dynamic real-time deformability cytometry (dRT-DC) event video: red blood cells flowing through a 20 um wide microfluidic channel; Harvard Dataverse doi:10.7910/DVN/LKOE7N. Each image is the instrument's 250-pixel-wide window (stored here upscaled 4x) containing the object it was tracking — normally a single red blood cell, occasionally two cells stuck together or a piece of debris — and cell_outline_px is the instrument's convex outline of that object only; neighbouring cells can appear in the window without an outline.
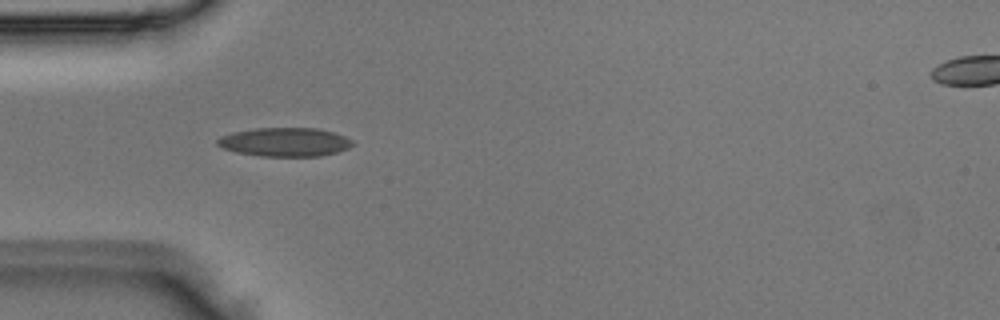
{"species": "Egyptian fruit bat (a non-hibernating species)", "species_latin": "Rousettus aegyptiacus", "temperature_condition": "room temperature", "stored_images_in_passage": 3, "camera_frame_rate_fps": 3000, "um_per_image_px": 0.085, "animal": {"sex": "male"}, "frame": {"image": 1, "passage_image": 2, "time_ms": 0.333, "image_size_px": [1000, 320], "cell_outline_px": [[356, 144], [348, 148], [336, 152], [320, 156], [260, 156], [236, 152], [224, 148], [216, 144], [216, 140], [220, 136], [232, 132], [256, 128], [316, 128], [332, 132], [344, 136], [352, 140]], "centroid_in_image_um": [24.2, 12.07], "position_along_channel_um": 60.8, "area_um2": 22.66}}
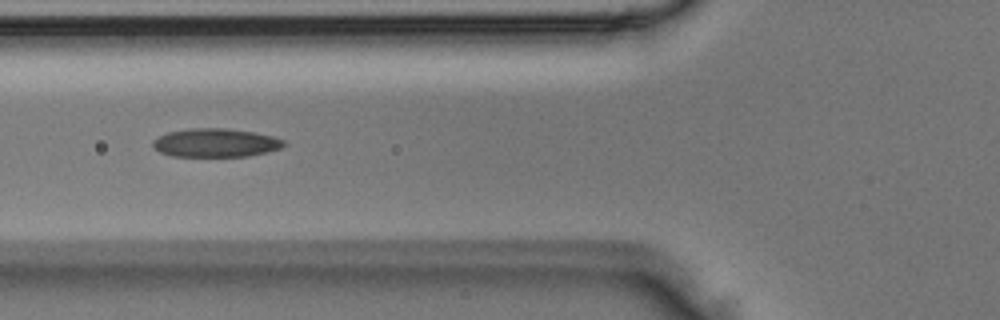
{"frame": {"image": 2, "passage_image": 3, "time_ms": 0.667, "image_size_px": [1000, 320], "cell_outline_px": [[288, 144], [280, 148], [268, 152], [248, 156], [172, 156], [160, 152], [152, 144], [152, 140], [168, 132], [188, 128], [224, 128], [252, 132], [272, 136], [284, 140]], "centroid_in_image_um": [18.34, 12.13], "position_along_channel_um": 107.5, "area_um2": 21.73}}